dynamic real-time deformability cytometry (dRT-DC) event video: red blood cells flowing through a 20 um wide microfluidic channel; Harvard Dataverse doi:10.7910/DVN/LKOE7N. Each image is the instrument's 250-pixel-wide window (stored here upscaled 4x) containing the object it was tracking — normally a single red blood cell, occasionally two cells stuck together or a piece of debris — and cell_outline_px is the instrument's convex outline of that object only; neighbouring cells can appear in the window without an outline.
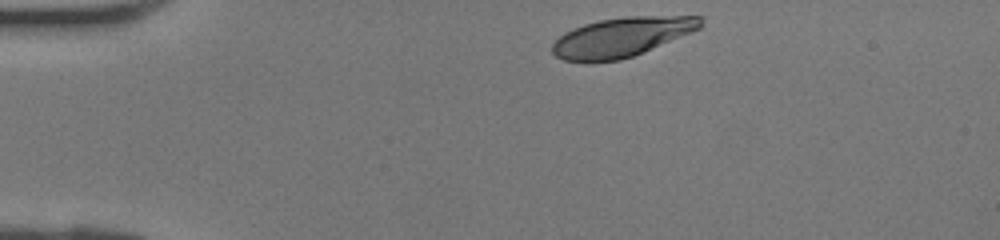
{"species": "human", "species_latin": "Homo sapiens", "temperature_condition": "room temperature", "stored_images_in_passage": 30, "camera_frame_rate_fps": 3000, "um_per_image_px": 0.085, "donor": {"sex": "female"}, "frame": {"image": 1, "passage_image": 1, "time_ms": 0.0, "image_size_px": [1000, 240], "cell_outline_px": [[704, 16], [700, 28], [692, 32], [644, 52], [620, 60], [592, 64], [564, 60], [556, 56], [552, 52], [552, 44], [564, 32], [572, 28], [584, 24], [600, 20], [624, 16]], "centroid_in_image_um": [52.81, 3.17], "position_along_channel_um": 32.2, "area_um2": 34.45}}
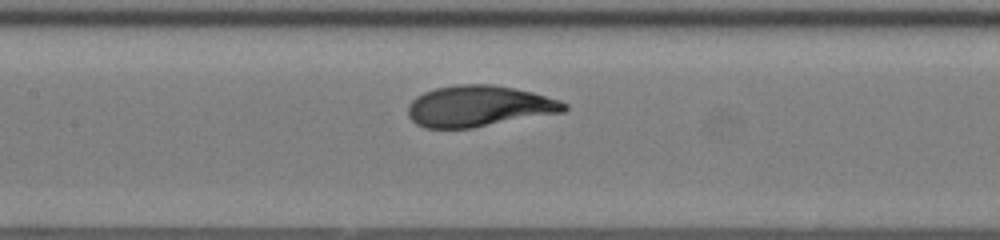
{"frame": {"image": 2, "passage_image": 13, "time_ms": 4.0, "image_size_px": [1000, 240], "cell_outline_px": [[568, 108], [564, 112], [472, 128], [424, 128], [416, 124], [408, 116], [408, 104], [416, 96], [424, 92], [436, 88], [456, 84], [492, 84], [532, 92], [560, 100], [568, 104]], "centroid_in_image_um": [40.7, 9.02], "position_along_channel_um": 166.7, "area_um2": 37.51}}
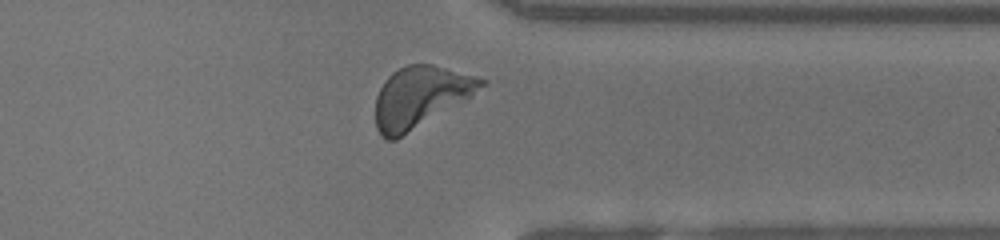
{"frame": {"image": 3, "passage_image": 26, "time_ms": 8.333, "image_size_px": [1000, 240], "cell_outline_px": [[488, 84], [468, 100], [396, 140], [384, 140], [380, 136], [376, 128], [376, 96], [380, 88], [388, 76], [392, 72], [408, 64], [432, 64], [488, 80]], "centroid_in_image_um": [35.76, 8.26], "position_along_channel_um": 375.6, "area_um2": 38.03}}